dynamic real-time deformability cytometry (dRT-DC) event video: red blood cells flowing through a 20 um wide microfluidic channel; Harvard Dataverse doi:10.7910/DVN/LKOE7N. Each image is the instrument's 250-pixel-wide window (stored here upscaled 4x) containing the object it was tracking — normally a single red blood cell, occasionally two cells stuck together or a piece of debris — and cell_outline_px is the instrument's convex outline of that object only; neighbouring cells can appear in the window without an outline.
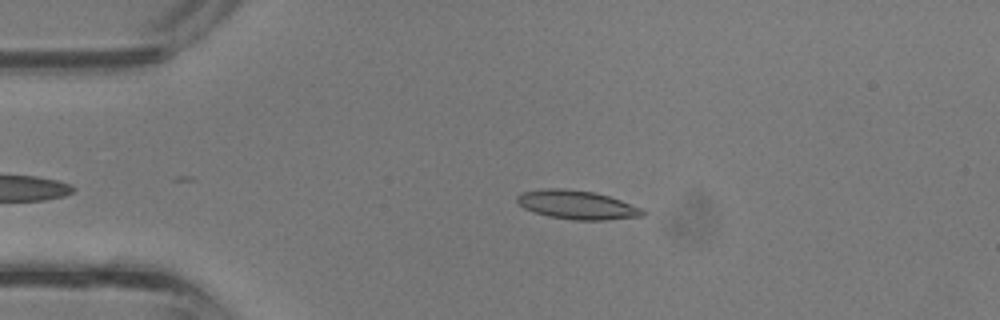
{"species": "common noctule bat (a hibernating species)", "species_latin": "Nyctalus noctula", "temperature_condition": "room temperature", "stored_images_in_passage": 29, "camera_frame_rate_fps": 3000, "um_per_image_px": 0.085, "animal": {"sex": "male", "body_mass_g": 13.3}, "frame": {"image": 1, "passage_image": 3, "time_ms": 0.667, "image_size_px": [1000, 320], "cell_outline_px": [[644, 216], [604, 220], [572, 220], [548, 216], [524, 208], [516, 200], [516, 196], [520, 192], [544, 188], [564, 188], [592, 192], [608, 196], [644, 208]], "centroid_in_image_um": [49.04, 17.41], "position_along_channel_um": 36.0, "area_um2": 21.1}}
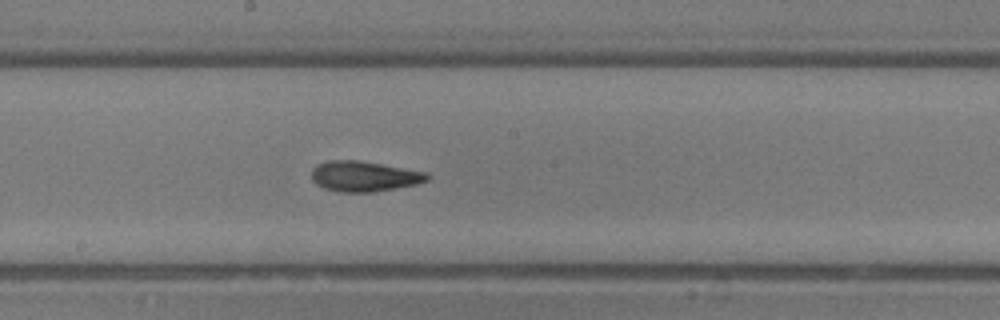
{"frame": {"image": 2, "passage_image": 15, "time_ms": 4.667, "image_size_px": [1000, 320], "cell_outline_px": [[428, 180], [416, 184], [396, 188], [372, 192], [340, 192], [324, 188], [316, 184], [312, 180], [312, 168], [316, 164], [328, 160], [356, 160], [428, 172]], "centroid_in_image_um": [30.91, 14.98], "position_along_channel_um": 217.3, "area_um2": 20.4}}
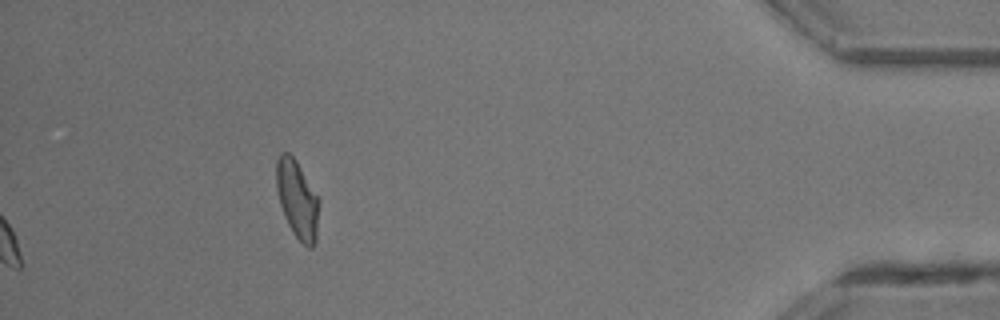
{"frame": {"image": 3, "passage_image": 29, "time_ms": 9.333, "image_size_px": [1000, 320], "cell_outline_px": [[320, 200], [316, 240], [312, 248], [308, 248], [292, 232], [284, 216], [280, 204], [276, 188], [276, 160], [280, 152], [288, 152], [296, 160], [320, 196]], "centroid_in_image_um": [25.29, 16.91], "position_along_channel_um": 409.9, "area_um2": 19.83}}